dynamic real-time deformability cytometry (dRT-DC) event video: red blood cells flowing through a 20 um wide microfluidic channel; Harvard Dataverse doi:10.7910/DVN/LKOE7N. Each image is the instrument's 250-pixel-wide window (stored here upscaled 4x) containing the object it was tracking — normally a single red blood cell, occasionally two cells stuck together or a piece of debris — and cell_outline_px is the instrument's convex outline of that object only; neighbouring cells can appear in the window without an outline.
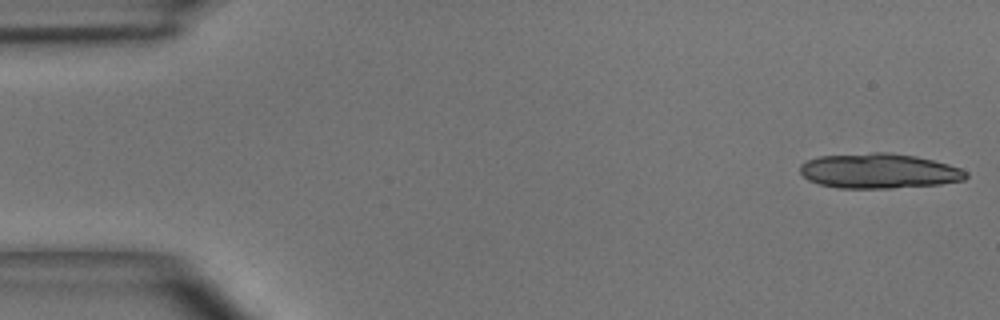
{"species": "common noctule bat (a hibernating species)", "species_latin": "Nyctalus noctula", "temperature_condition": "room temperature", "stored_images_in_passage": 10, "camera_frame_rate_fps": 3000, "um_per_image_px": 0.085, "animal": {"sex": "male", "body_mass_g": 15.6}, "frame": {"image": 1, "passage_image": 1, "time_ms": 0.0, "image_size_px": [1000, 320], "cell_outline_px": [[968, 176], [964, 180], [940, 184], [892, 188], [836, 188], [820, 184], [808, 180], [800, 172], [800, 164], [808, 160], [820, 156], [872, 152], [888, 152], [916, 156], [948, 164], [960, 168], [968, 172]], "centroid_in_image_um": [74.71, 14.53], "position_along_channel_um": 10.3, "area_um2": 33.87}}